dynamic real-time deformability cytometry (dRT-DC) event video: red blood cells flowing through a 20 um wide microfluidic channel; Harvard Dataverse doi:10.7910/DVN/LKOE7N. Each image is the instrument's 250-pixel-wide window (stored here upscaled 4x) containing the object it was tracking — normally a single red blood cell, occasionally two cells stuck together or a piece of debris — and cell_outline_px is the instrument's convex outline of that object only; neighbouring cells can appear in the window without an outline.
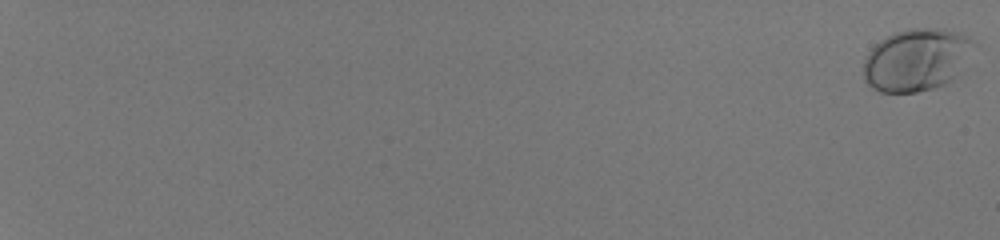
{"species": "human", "species_latin": "Homo sapiens", "temperature_condition": "room temperature", "stored_images_in_passage": 57, "camera_frame_rate_fps": 3000, "um_per_image_px": 0.085, "donor": {"sex": "male"}, "frame": {"image": 1, "passage_image": 1, "time_ms": 0.0, "image_size_px": [1000, 240], "cell_outline_px": [[980, 44], [956, 76], [948, 84], [916, 92], [880, 92], [872, 88], [864, 80], [864, 60], [868, 52], [880, 40], [896, 32], [908, 28], [944, 28], [960, 32], [976, 40]], "centroid_in_image_um": [77.98, 5.06], "position_along_channel_um": 7.0, "area_um2": 40.86}}
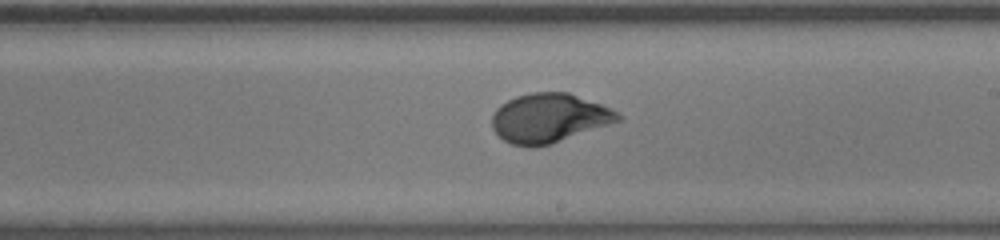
{"frame": {"image": 2, "passage_image": 40, "time_ms": 13.0, "image_size_px": [1000, 240], "cell_outline_px": [[624, 120], [552, 144], [532, 148], [512, 144], [504, 140], [492, 128], [492, 112], [500, 104], [516, 96], [532, 92], [568, 92], [612, 108], [624, 116]], "centroid_in_image_um": [46.71, 10.04], "position_along_channel_um": 242.3, "area_um2": 36.59}}
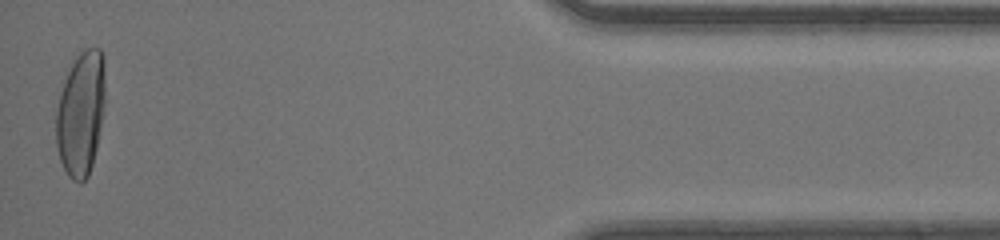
{"frame": {"image": 3, "passage_image": 57, "time_ms": 18.667, "image_size_px": [1000, 240], "cell_outline_px": [[104, 104], [96, 148], [92, 164], [88, 176], [80, 184], [72, 180], [68, 176], [60, 160], [56, 148], [56, 112], [60, 96], [68, 72], [76, 56], [84, 48], [100, 48], [104, 56]], "centroid_in_image_um": [6.87, 9.66], "position_along_channel_um": 428.3, "area_um2": 35.32}, "authors_computed_cell_mechanics": {"area_um2": 34.7956, "velocity_mm_per_s": 4.1586, "shape_relaxation_time_tau1_ms": 3.6907, "shape_relaxation_time_tau2_ms": null, "deformation_change_tau1": 0.1922, "deformation_change_tau2": null}}